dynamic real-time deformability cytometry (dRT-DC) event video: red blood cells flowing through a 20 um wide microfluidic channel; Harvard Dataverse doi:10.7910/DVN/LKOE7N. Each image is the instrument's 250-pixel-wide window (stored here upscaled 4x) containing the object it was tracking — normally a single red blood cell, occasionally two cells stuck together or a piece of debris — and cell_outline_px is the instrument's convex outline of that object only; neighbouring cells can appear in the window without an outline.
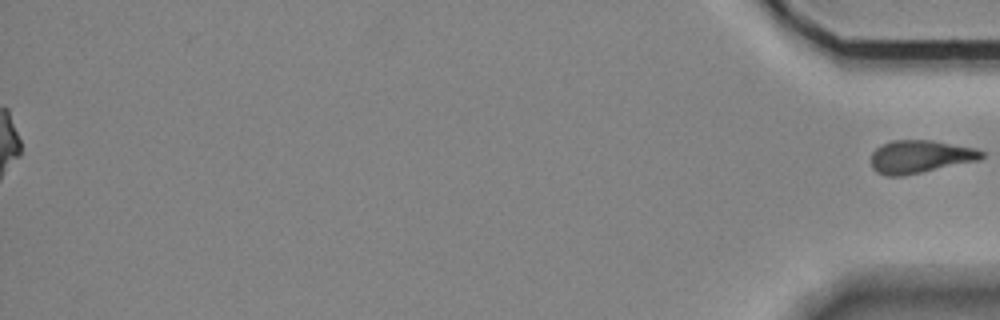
{"species": "Egyptian fruit bat (a non-hibernating species)", "species_latin": "Rousettus aegyptiacus", "temperature_condition": "room temperature", "stored_images_in_passage": 55, "segment_of_instrument_passage": [2, 2], "camera_frame_rate_fps": 3000, "um_per_image_px": 0.085, "animal": {"sex": "female"}, "frame": {"image": 1, "passage_image": 55, "time_ms": 18.0, "image_size_px": [1000, 320], "cell_outline_px": [[984, 156], [980, 160], [900, 176], [888, 176], [876, 172], [872, 168], [872, 152], [876, 148], [892, 140], [932, 140], [976, 148], [984, 152]], "centroid_in_image_um": [78.22, 13.31], "position_along_channel_um": 357.0, "area_um2": 21.04}}